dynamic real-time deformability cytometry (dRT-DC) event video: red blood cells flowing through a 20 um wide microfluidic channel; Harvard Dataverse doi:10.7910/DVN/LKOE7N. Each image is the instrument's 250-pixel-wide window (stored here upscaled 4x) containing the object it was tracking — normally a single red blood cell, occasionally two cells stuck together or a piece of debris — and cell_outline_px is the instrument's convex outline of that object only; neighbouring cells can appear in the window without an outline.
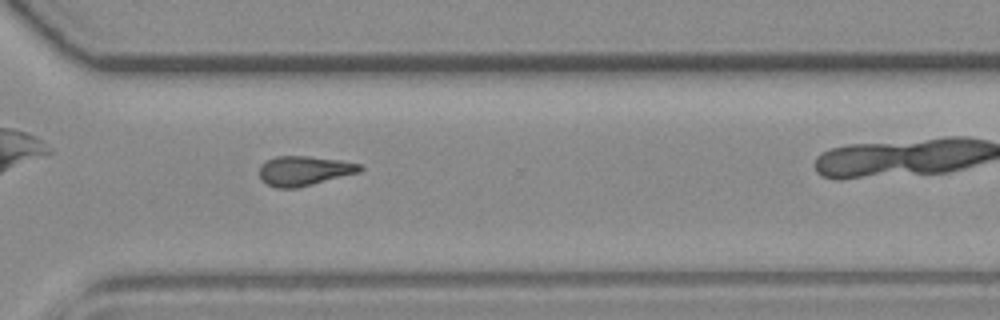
{"species": "common noctule bat (a hibernating species)", "species_latin": "Nyctalus noctula", "temperature_condition": "room temperature", "stored_images_in_passage": 35, "camera_frame_rate_fps": 3000, "um_per_image_px": 0.085, "animal": {"sex": "female", "body_mass_g": 19.3, "forearm_length_mm": 54.1}, "frame": {"image": 1, "passage_image": 24, "time_ms": 7.667, "image_size_px": [1000, 320], "cell_outline_px": [[364, 168], [360, 172], [296, 188], [276, 188], [268, 184], [260, 176], [260, 164], [276, 156], [308, 156], [340, 160], [360, 164]], "centroid_in_image_um": [25.87, 14.51], "position_along_channel_um": 344.7, "area_um2": 17.17}, "authors_computed_cell_mechanics": {"area_um2": 17.051, "velocity_mm_per_s": 3.7807, "shape_relaxation_time_tau1_ms": null, "shape_relaxation_time_tau2_ms": 3.3417, "deformation_change_tau1": null, "deformation_change_tau2": 0.101}}